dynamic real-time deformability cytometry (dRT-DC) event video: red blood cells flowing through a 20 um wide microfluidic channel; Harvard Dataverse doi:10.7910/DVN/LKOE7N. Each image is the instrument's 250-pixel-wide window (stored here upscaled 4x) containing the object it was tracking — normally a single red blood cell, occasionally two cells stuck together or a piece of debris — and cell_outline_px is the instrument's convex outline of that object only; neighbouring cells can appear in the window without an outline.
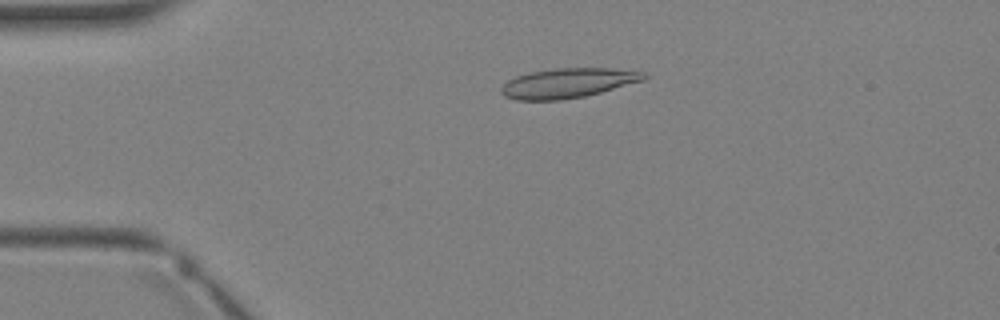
{"species": "Egyptian fruit bat (a non-hibernating species)", "species_latin": "Rousettus aegyptiacus", "temperature_condition": "warm", "stored_images_in_passage": 2, "camera_frame_rate_fps": 3000, "um_per_image_px": 0.085, "animal": {"sex": "female"}, "frame": {"image": 1, "passage_image": 1, "time_ms": 0.0, "image_size_px": [1000, 320], "cell_outline_px": [[648, 76], [644, 80], [600, 92], [584, 96], [560, 100], [516, 100], [504, 96], [500, 92], [500, 88], [508, 80], [516, 76], [532, 72], [556, 68], [608, 68], [644, 72]], "centroid_in_image_um": [48.24, 7.06], "position_along_channel_um": 36.8, "area_um2": 24.51}}
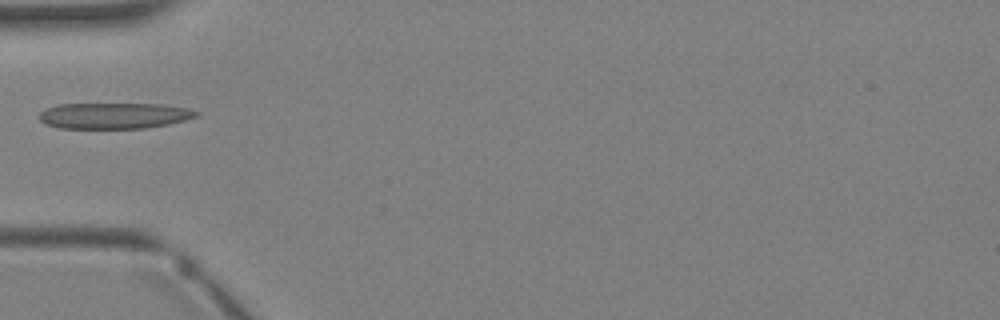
{"frame": {"image": 2, "passage_image": 2, "time_ms": 1.333, "image_size_px": [1000, 320], "cell_outline_px": [[200, 112], [196, 116], [184, 120], [168, 124], [144, 128], [60, 128], [48, 124], [40, 120], [40, 112], [48, 108], [60, 104], [160, 104], [188, 108]], "centroid_in_image_um": [9.72, 9.83], "position_along_channel_um": 75.3, "area_um2": 23.47}}